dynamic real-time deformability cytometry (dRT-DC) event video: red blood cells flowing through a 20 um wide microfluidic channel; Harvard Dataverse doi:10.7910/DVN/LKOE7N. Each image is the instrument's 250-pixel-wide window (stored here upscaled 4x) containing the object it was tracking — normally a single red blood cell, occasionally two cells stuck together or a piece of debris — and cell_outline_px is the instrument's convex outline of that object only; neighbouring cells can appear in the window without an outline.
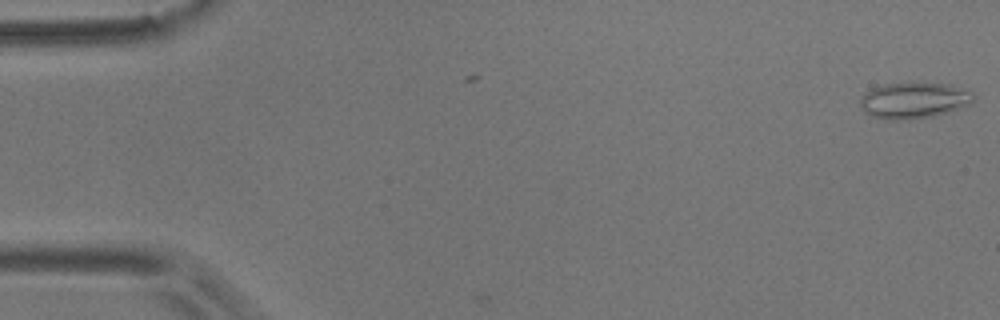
{"species": "common noctule bat (a hibernating species)", "species_latin": "Nyctalus noctula", "temperature_condition": "room temperature", "stored_images_in_passage": 2, "camera_frame_rate_fps": 3000, "um_per_image_px": 0.085, "animal": {"sex": "male", "body_mass_g": 17.9}, "frame": {"image": 1, "passage_image": 1, "time_ms": 0.0, "image_size_px": [1000, 320], "cell_outline_px": [[976, 96], [968, 104], [948, 112], [932, 116], [904, 120], [888, 120], [872, 116], [864, 112], [860, 108], [860, 96], [864, 92], [872, 88], [884, 84], [908, 80], [948, 84], [972, 92]], "centroid_in_image_um": [77.61, 8.49], "position_along_channel_um": 7.4, "area_um2": 24.45}}